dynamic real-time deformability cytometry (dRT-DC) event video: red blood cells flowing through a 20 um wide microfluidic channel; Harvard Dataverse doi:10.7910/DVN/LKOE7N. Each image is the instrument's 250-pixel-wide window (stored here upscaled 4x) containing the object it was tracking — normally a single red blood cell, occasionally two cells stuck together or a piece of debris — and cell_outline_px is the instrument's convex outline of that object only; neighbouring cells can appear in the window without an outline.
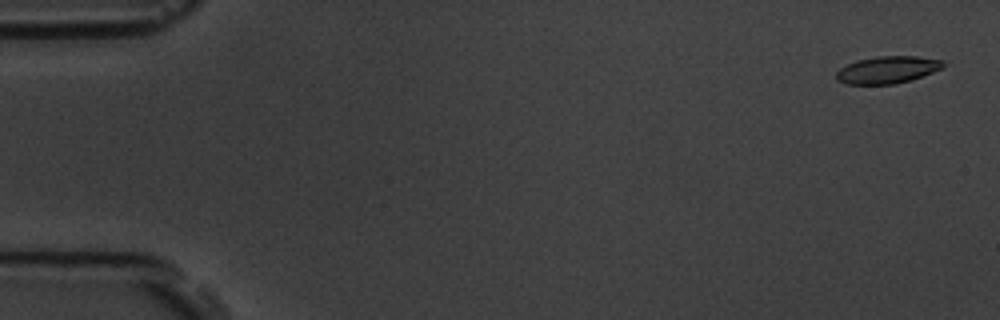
{"species": "common noctule bat (a hibernating species)", "species_latin": "Nyctalus noctula", "temperature_condition": "room temperature", "stored_images_in_passage": 54, "camera_frame_rate_fps": 3000, "um_per_image_px": 0.085, "animal": {"sex": "male", "body_mass_g": 19.5, "forearm_length_mm": 54.6}, "frame": {"image": 1, "passage_image": 2, "time_ms": 0.333, "image_size_px": [1000, 320], "cell_outline_px": [[944, 64], [940, 68], [932, 72], [912, 80], [896, 84], [844, 84], [836, 80], [836, 72], [840, 68], [856, 60], [876, 56], [916, 56], [944, 60]], "centroid_in_image_um": [75.4, 5.93], "position_along_channel_um": 9.6, "area_um2": 16.99}}
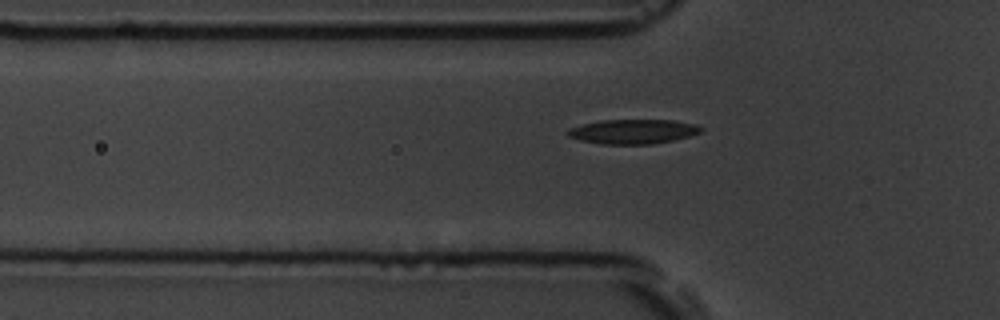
{"frame": {"image": 2, "passage_image": 18, "time_ms": 5.667, "image_size_px": [1000, 320], "cell_outline_px": [[704, 128], [700, 132], [688, 136], [672, 140], [652, 144], [600, 144], [580, 140], [568, 136], [564, 132], [568, 128], [600, 120], [672, 120], [696, 124]], "centroid_in_image_um": [53.77, 11.18], "position_along_channel_um": 72.0, "area_um2": 19.02}}
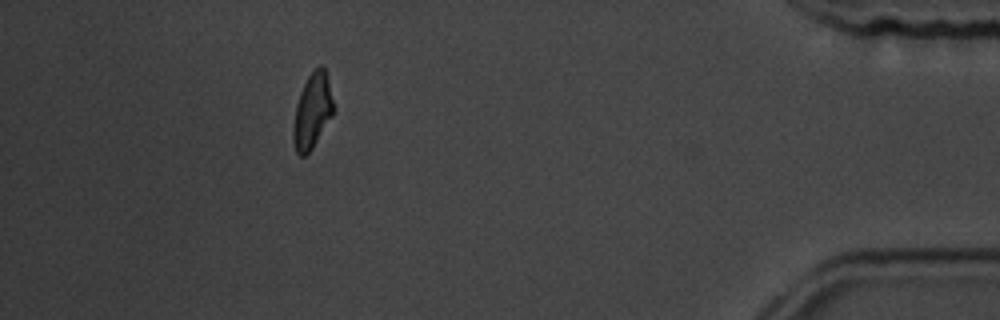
{"frame": {"image": 3, "passage_image": 49, "time_ms": 16.0, "image_size_px": [1000, 320], "cell_outline_px": [[336, 108], [332, 116], [312, 148], [304, 156], [300, 156], [296, 152], [292, 136], [292, 128], [296, 104], [300, 92], [308, 76], [320, 64], [324, 68], [328, 80]], "centroid_in_image_um": [26.55, 9.44], "position_along_channel_um": 408.6, "area_um2": 17.63}, "authors_computed_cell_mechanics": {"area_um2": 18.0336, "velocity_mm_per_s": 3.7876, "shape_relaxation_time_tau1_ms": 4.0221, "shape_relaxation_time_tau2_ms": 4.3843, "deformation_change_tau1": 0.1439, "deformation_change_tau2": 0.1137}}